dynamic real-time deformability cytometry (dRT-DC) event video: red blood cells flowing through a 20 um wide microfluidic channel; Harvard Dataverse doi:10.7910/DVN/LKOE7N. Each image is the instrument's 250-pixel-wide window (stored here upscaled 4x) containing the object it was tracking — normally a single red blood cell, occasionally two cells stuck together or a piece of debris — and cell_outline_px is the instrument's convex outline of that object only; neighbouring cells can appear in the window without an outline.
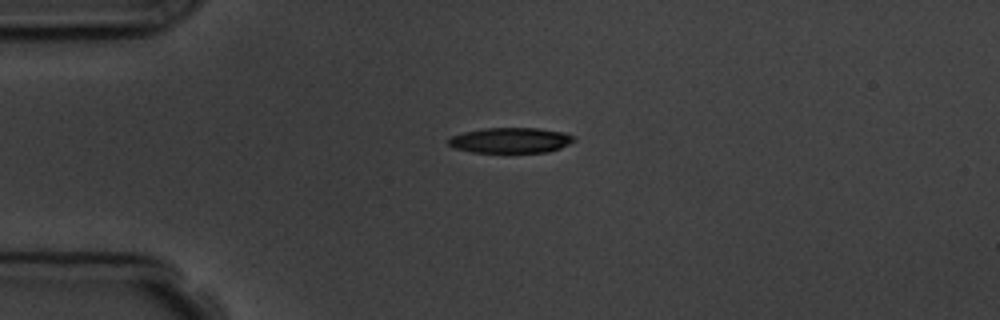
{"species": "common noctule bat (a hibernating species)", "species_latin": "Nyctalus noctula", "temperature_condition": "room temperature", "stored_images_in_passage": 4, "camera_frame_rate_fps": 3000, "um_per_image_px": 0.085, "animal": {"sex": "male", "body_mass_g": 19.5, "forearm_length_mm": 54.6}, "frame": {"image": 1, "passage_image": 1, "time_ms": 0.0, "image_size_px": [1000, 320], "cell_outline_px": [[576, 140], [560, 148], [548, 152], [472, 152], [452, 148], [448, 144], [448, 140], [452, 136], [464, 132], [484, 128], [540, 128], [564, 132], [572, 136]], "centroid_in_image_um": [43.39, 11.92], "position_along_channel_um": 41.6, "area_um2": 18.55}}